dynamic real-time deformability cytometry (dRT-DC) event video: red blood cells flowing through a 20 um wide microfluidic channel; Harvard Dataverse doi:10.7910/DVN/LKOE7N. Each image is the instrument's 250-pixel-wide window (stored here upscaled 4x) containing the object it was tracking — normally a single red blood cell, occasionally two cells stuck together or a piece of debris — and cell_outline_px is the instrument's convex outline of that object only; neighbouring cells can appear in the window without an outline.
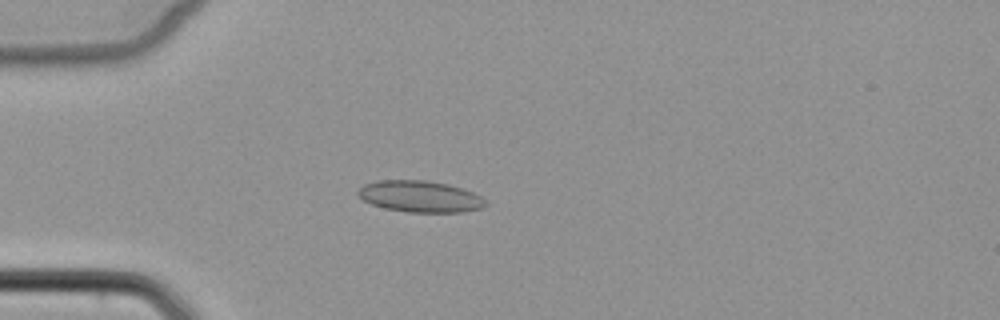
{"species": "common noctule bat (a hibernating species)", "species_latin": "Nyctalus noctula", "temperature_condition": "cold", "stored_images_in_passage": 6, "camera_frame_rate_fps": 3000, "um_per_image_px": 0.085, "animal": {"sex": "female", "body_mass_g": 22.7, "forearm_length_mm": 54.2}, "frame": {"image": 1, "passage_image": 5, "time_ms": 5.0, "image_size_px": [1000, 320], "cell_outline_px": [[488, 204], [484, 208], [464, 212], [408, 212], [384, 208], [372, 204], [364, 200], [356, 192], [364, 184], [380, 180], [424, 180], [448, 184], [472, 192], [488, 200]], "centroid_in_image_um": [35.75, 16.71], "position_along_channel_um": 49.3, "area_um2": 23.41}}